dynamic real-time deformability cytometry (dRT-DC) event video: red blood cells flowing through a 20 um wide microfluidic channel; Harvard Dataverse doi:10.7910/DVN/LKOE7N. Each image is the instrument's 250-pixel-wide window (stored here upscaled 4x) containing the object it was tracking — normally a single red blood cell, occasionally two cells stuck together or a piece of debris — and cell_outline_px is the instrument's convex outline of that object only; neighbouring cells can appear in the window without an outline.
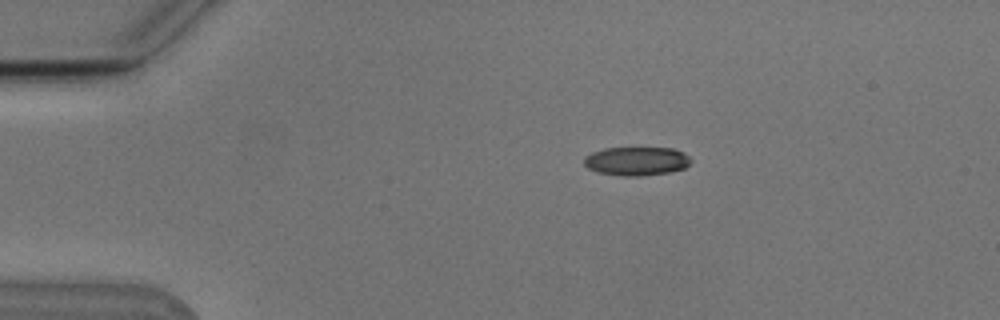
{"species": "Egyptian fruit bat (a non-hibernating species)", "species_latin": "Rousettus aegyptiacus", "temperature_condition": "cold", "stored_images_in_passage": 45, "camera_frame_rate_fps": 3000, "um_per_image_px": 0.085, "animal": {"sex": "male"}, "frame": {"image": 1, "passage_image": 1, "time_ms": 0.0, "image_size_px": [1000, 320], "cell_outline_px": [[692, 160], [684, 168], [668, 172], [640, 176], [620, 176], [596, 172], [588, 168], [584, 164], [584, 156], [592, 152], [604, 148], [672, 148], [684, 152]], "centroid_in_image_um": [54.07, 13.69], "position_along_channel_um": 30.9, "area_um2": 17.92}}
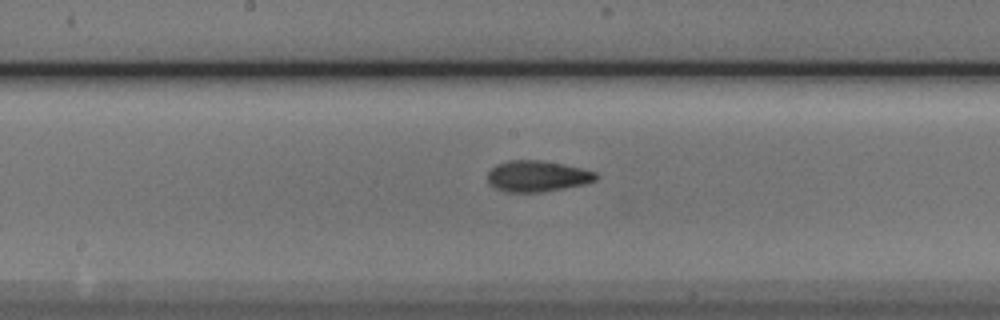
{"frame": {"image": 2, "passage_image": 19, "time_ms": 6.0, "image_size_px": [1000, 320], "cell_outline_px": [[600, 176], [596, 180], [584, 184], [564, 188], [540, 192], [504, 192], [488, 184], [488, 172], [496, 164], [508, 160], [544, 160], [580, 168], [596, 172]], "centroid_in_image_um": [45.65, 14.97], "position_along_channel_um": 202.5, "area_um2": 19.71}}
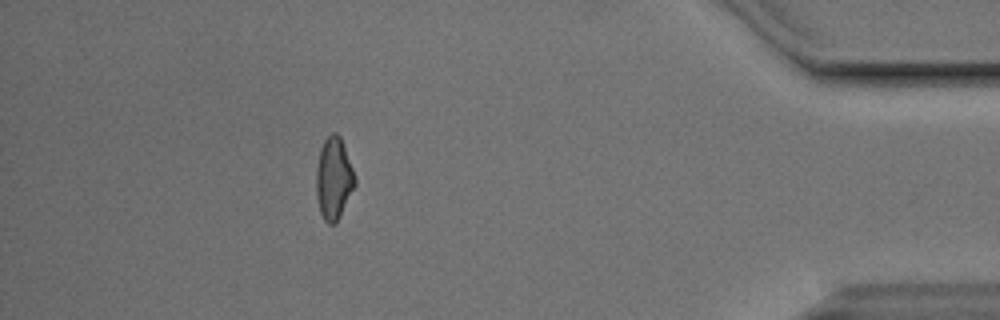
{"frame": {"image": 3, "passage_image": 39, "time_ms": 12.667, "image_size_px": [1000, 320], "cell_outline_px": [[356, 184], [336, 224], [328, 224], [324, 220], [320, 212], [316, 196], [316, 168], [320, 148], [324, 140], [332, 132], [336, 132], [340, 136], [356, 176]], "centroid_in_image_um": [28.36, 15.18], "position_along_channel_um": 406.8, "area_um2": 18.67}, "authors_computed_cell_mechanics": {"area_um2": 18.8428, "velocity_mm_per_s": 3.7945, "shape_relaxation_time_tau1_ms": 4.0089, "shape_relaxation_time_tau2_ms": 2.2467, "deformation_change_tau1": 0.1571, "deformation_change_tau2": 0.0928}}